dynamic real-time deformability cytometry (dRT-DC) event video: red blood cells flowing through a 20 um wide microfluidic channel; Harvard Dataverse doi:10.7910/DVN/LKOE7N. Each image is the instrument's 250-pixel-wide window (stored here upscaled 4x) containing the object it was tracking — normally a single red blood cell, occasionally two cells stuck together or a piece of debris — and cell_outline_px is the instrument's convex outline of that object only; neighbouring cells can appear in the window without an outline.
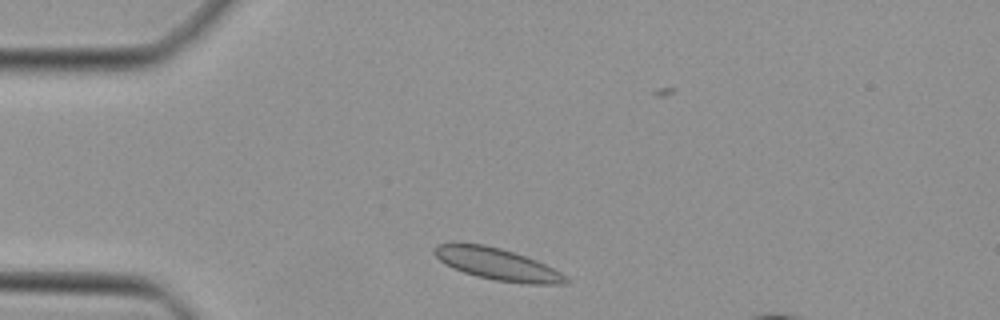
{"species": "Egyptian fruit bat (a non-hibernating species)", "species_latin": "Rousettus aegyptiacus", "temperature_condition": "cold", "stored_images_in_passage": 40, "camera_frame_rate_fps": 3000, "um_per_image_px": 0.085, "animal": {"sex": "female"}, "frame": {"image": 1, "passage_image": 3, "time_ms": 0.667, "image_size_px": [1000, 320], "cell_outline_px": [[572, 280], [568, 284], [528, 284], [496, 280], [476, 276], [452, 268], [444, 264], [432, 252], [432, 248], [436, 244], [484, 244], [500, 248], [536, 260], [560, 272]], "centroid_in_image_um": [42.28, 22.47], "position_along_channel_um": 42.7, "area_um2": 24.22}}
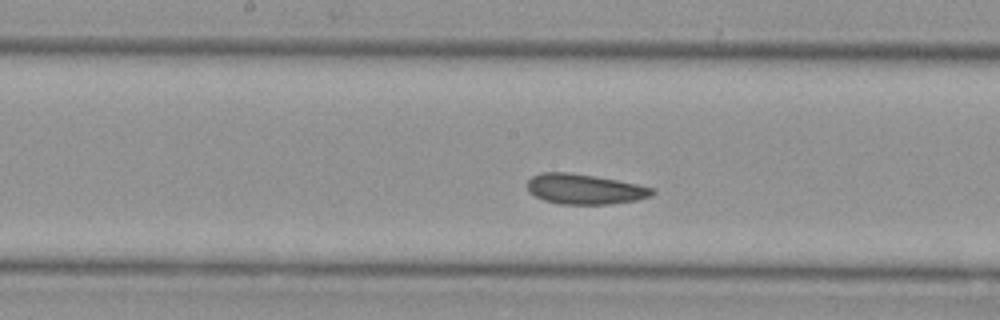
{"frame": {"image": 2, "passage_image": 16, "time_ms": 5.0, "image_size_px": [1000, 320], "cell_outline_px": [[656, 192], [652, 196], [636, 200], [608, 204], [560, 204], [544, 200], [528, 192], [528, 180], [532, 176], [544, 172], [568, 172], [616, 180], [636, 184], [652, 188]], "centroid_in_image_um": [49.68, 16.08], "position_along_channel_um": 198.5, "area_um2": 21.73}}
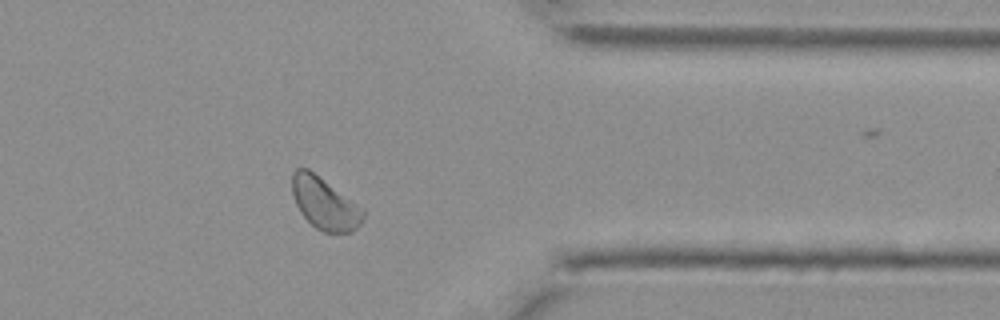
{"frame": {"image": 3, "passage_image": 30, "time_ms": 9.667, "image_size_px": [1000, 320], "cell_outline_px": [[364, 216], [360, 224], [352, 232], [324, 232], [316, 228], [300, 212], [292, 196], [292, 172], [296, 168], [308, 168], [364, 208]], "centroid_in_image_um": [27.59, 17.28], "position_along_channel_um": 383.8, "area_um2": 21.44}}